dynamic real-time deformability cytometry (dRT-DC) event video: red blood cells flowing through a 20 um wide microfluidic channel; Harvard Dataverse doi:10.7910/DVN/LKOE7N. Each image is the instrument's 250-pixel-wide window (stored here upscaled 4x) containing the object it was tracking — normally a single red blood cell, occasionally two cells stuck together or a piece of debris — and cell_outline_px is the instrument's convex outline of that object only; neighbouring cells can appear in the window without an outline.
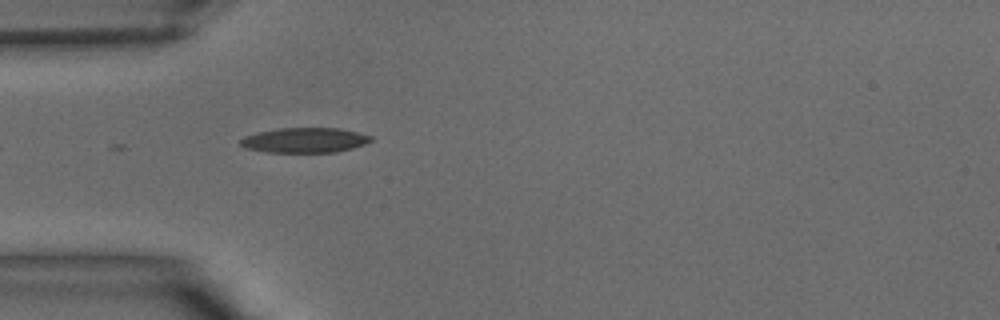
{"species": "common noctule bat (a hibernating species)", "species_latin": "Nyctalus noctula", "temperature_condition": "warm", "stored_images_in_passage": 12, "camera_frame_rate_fps": 3000, "um_per_image_px": 0.085, "animal": {"sex": "male", "body_mass_g": 15.6}, "frame": {"image": 1, "passage_image": 1, "time_ms": 0.0, "image_size_px": [1000, 320], "cell_outline_px": [[372, 140], [364, 144], [352, 148], [336, 152], [268, 152], [244, 148], [240, 144], [240, 140], [244, 136], [256, 132], [280, 128], [340, 128], [372, 136]], "centroid_in_image_um": [25.87, 11.91], "position_along_channel_um": 59.1, "area_um2": 18.96}}